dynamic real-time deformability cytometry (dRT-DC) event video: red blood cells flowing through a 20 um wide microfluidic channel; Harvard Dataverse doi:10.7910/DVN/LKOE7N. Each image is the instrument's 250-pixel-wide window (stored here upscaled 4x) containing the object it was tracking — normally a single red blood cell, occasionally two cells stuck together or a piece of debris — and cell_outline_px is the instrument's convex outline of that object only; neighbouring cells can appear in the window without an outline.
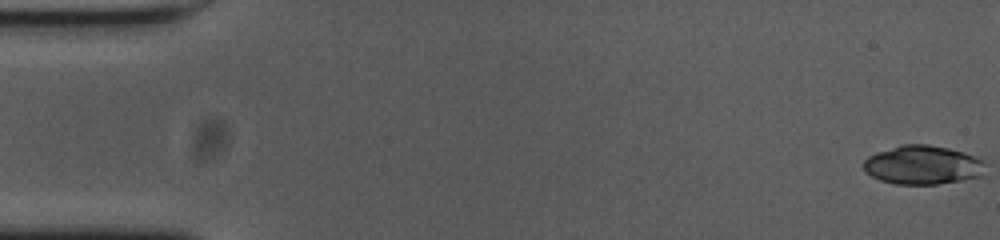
{"species": "common noctule bat (a hibernating species)", "species_latin": "Nyctalus noctula", "temperature_condition": "cold", "stored_images_in_passage": 24, "camera_frame_rate_fps": 3000, "um_per_image_px": 0.085, "animal": {"sex": "female", "body_mass_g": 23.0, "forearm_length_mm": 53.4}, "frame": {"image": 1, "passage_image": 1, "time_ms": 0.0, "image_size_px": [1000, 240], "cell_outline_px": [[984, 160], [980, 176], [960, 180], [936, 184], [896, 184], [880, 180], [872, 176], [864, 168], [864, 160], [868, 156], [876, 152], [900, 144], [928, 144], [948, 148], [964, 152]], "centroid_in_image_um": [78.39, 14.0], "position_along_channel_um": 6.6, "area_um2": 27.34}}
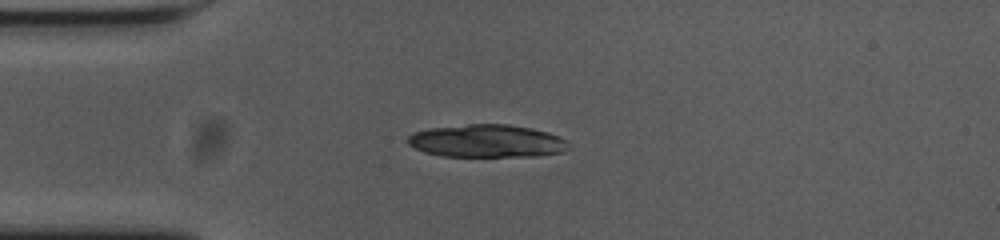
{"frame": {"image": 2, "passage_image": 14, "time_ms": 4.333, "image_size_px": [1000, 240], "cell_outline_px": [[572, 148], [564, 152], [536, 156], [440, 156], [424, 152], [408, 144], [408, 136], [412, 132], [432, 128], [468, 124], [508, 124], [532, 128], [548, 132], [568, 140]], "centroid_in_image_um": [41.44, 11.99], "position_along_channel_um": 43.6, "area_um2": 30.98}}